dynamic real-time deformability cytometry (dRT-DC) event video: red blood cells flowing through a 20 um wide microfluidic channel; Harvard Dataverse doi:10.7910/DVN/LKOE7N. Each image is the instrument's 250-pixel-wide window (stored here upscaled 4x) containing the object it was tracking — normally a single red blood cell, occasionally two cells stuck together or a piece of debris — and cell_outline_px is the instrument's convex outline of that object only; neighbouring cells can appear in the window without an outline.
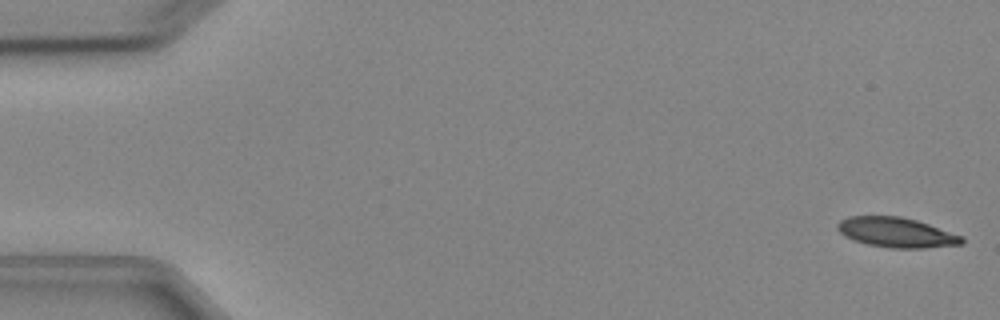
{"species": "Egyptian fruit bat (a non-hibernating species)", "species_latin": "Rousettus aegyptiacus", "temperature_condition": "cold", "stored_images_in_passage": 5, "camera_frame_rate_fps": 3000, "um_per_image_px": 0.085, "animal": {"sex": "female"}, "frame": {"image": 1, "passage_image": 1, "time_ms": 0.0, "image_size_px": [1000, 320], "cell_outline_px": [[964, 244], [924, 248], [892, 248], [868, 244], [844, 236], [836, 228], [836, 224], [840, 220], [848, 216], [900, 216], [916, 220], [964, 236]], "centroid_in_image_um": [76.21, 19.75], "position_along_channel_um": 8.8, "area_um2": 21.68}}